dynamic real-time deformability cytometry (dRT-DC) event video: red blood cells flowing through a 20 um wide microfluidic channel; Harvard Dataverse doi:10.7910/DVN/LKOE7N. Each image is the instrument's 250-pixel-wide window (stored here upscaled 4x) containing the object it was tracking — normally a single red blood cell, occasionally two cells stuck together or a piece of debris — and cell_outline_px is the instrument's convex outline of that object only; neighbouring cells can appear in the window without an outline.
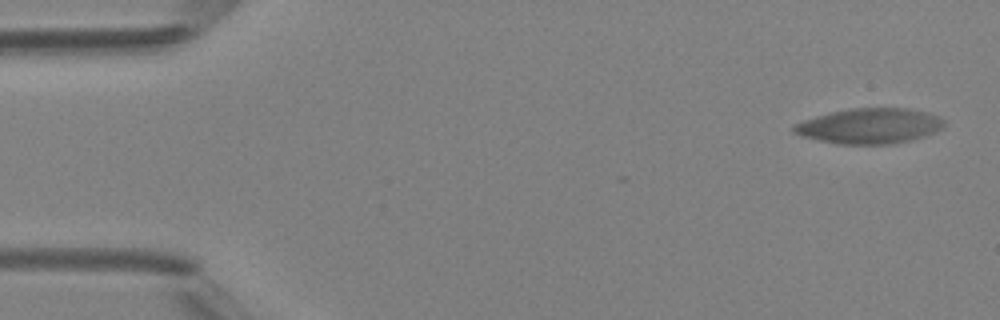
{"species": "Egyptian fruit bat (a non-hibernating species)", "species_latin": "Rousettus aegyptiacus", "temperature_condition": "room temperature", "stored_images_in_passage": 6, "camera_frame_rate_fps": 3000, "um_per_image_px": 0.085, "animal": {"sex": "female"}, "frame": {"image": 1, "passage_image": 1, "time_ms": 0.0, "image_size_px": [1000, 320], "cell_outline_px": [[944, 128], [936, 132], [912, 140], [892, 144], [836, 144], [800, 136], [792, 132], [792, 128], [796, 124], [804, 120], [816, 116], [848, 108], [904, 108], [924, 112], [936, 116], [944, 120]], "centroid_in_image_um": [73.9, 10.72], "position_along_channel_um": 11.1, "area_um2": 30.92}}
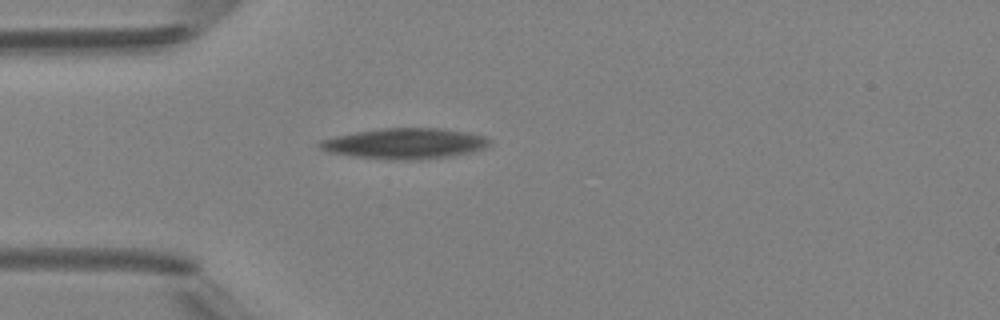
{"frame": {"image": 2, "passage_image": 5, "time_ms": 4.667, "image_size_px": [1000, 320], "cell_outline_px": [[492, 140], [488, 148], [472, 152], [448, 156], [420, 160], [388, 160], [352, 156], [328, 152], [320, 148], [316, 144], [320, 140], [336, 136], [356, 132], [380, 128], [440, 128], [468, 132], [488, 136]], "centroid_in_image_um": [34.46, 12.2], "position_along_channel_um": 50.5, "area_um2": 30.75}}